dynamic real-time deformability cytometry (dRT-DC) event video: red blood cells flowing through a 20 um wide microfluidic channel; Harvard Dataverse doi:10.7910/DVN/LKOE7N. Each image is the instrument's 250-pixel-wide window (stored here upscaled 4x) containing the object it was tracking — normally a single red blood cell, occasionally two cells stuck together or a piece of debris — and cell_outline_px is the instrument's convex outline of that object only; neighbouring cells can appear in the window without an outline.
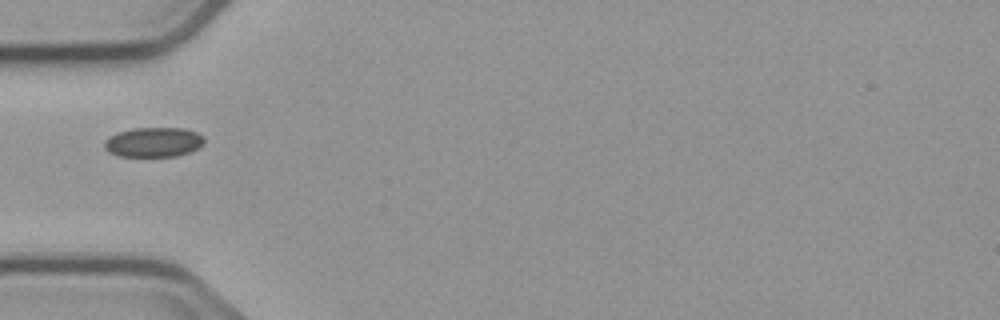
{"species": "common noctule bat (a hibernating species)", "species_latin": "Nyctalus noctula", "temperature_condition": "cold", "stored_images_in_passage": 1, "camera_frame_rate_fps": 3000, "um_per_image_px": 0.085, "animal": {"sex": "male", "body_mass_g": 23.1, "forearm_length_mm": 52.7}, "frame": {"image": 1, "passage_image": 1, "time_ms": 0.0, "image_size_px": [1000, 320], "cell_outline_px": [[204, 144], [200, 148], [176, 156], [120, 156], [108, 152], [104, 148], [104, 140], [116, 132], [132, 128], [184, 128], [196, 132], [204, 136]], "centroid_in_image_um": [13.05, 12.08], "position_along_channel_um": 72.0, "area_um2": 17.46}}